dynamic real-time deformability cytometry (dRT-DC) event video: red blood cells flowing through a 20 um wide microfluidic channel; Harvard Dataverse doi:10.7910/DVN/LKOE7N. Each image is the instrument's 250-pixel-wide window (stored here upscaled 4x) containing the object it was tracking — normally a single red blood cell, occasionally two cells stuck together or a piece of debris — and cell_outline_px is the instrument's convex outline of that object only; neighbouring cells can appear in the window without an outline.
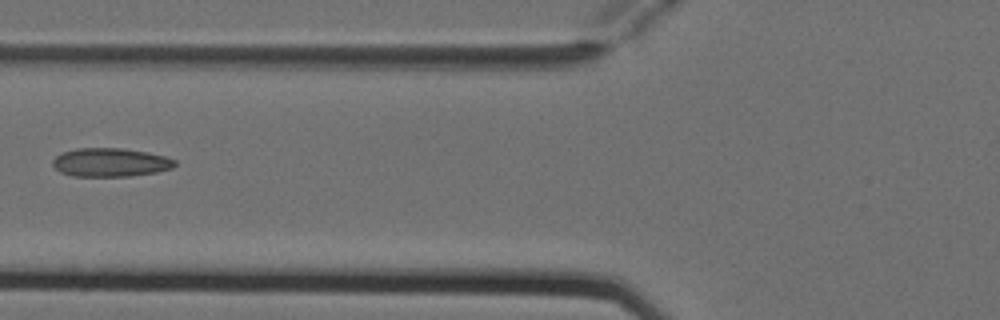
{"species": "Egyptian fruit bat (a non-hibernating species)", "species_latin": "Rousettus aegyptiacus", "temperature_condition": "cold", "stored_images_in_passage": 6, "camera_frame_rate_fps": 3000, "um_per_image_px": 0.085, "animal": {"sex": "female"}, "frame": {"image": 1, "passage_image": 6, "time_ms": 1.667, "image_size_px": [1000, 320], "cell_outline_px": [[176, 164], [172, 168], [156, 172], [128, 176], [72, 176], [60, 172], [52, 164], [52, 160], [60, 152], [76, 148], [124, 148], [148, 152], [164, 156], [176, 160]], "centroid_in_image_um": [9.36, 13.79], "position_along_channel_um": 116.4, "area_um2": 20.46}}